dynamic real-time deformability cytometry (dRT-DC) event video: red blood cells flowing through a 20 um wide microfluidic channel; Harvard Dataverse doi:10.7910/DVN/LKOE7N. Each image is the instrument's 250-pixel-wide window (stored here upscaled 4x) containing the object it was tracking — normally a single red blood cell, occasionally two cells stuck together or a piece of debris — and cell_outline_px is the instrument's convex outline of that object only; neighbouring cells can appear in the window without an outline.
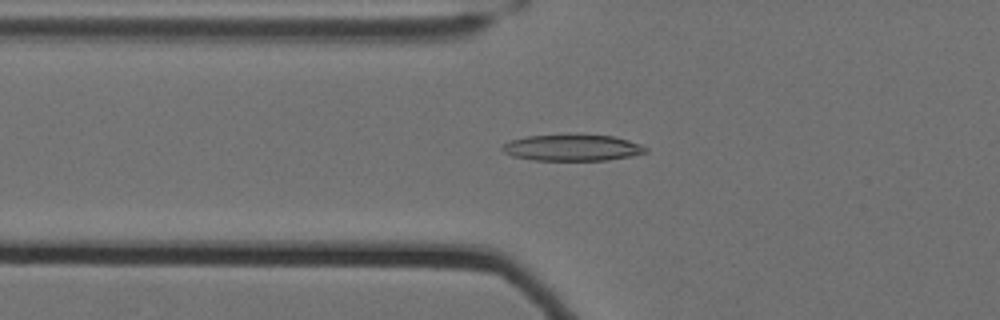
{"species": "Egyptian fruit bat (a non-hibernating species)", "species_latin": "Rousettus aegyptiacus", "temperature_condition": "cold", "stored_images_in_passage": 61, "camera_frame_rate_fps": 3000, "um_per_image_px": 0.085, "animal": {"sex": "female"}, "frame": {"image": 1, "passage_image": 25, "time_ms": 8.0, "image_size_px": [1000, 320], "cell_outline_px": [[648, 152], [632, 156], [608, 160], [532, 160], [512, 156], [504, 152], [500, 148], [504, 144], [512, 140], [524, 136], [612, 136], [628, 140], [640, 144], [648, 148]], "centroid_in_image_um": [48.66, 12.58], "position_along_channel_um": 77.1, "area_um2": 21.56}}
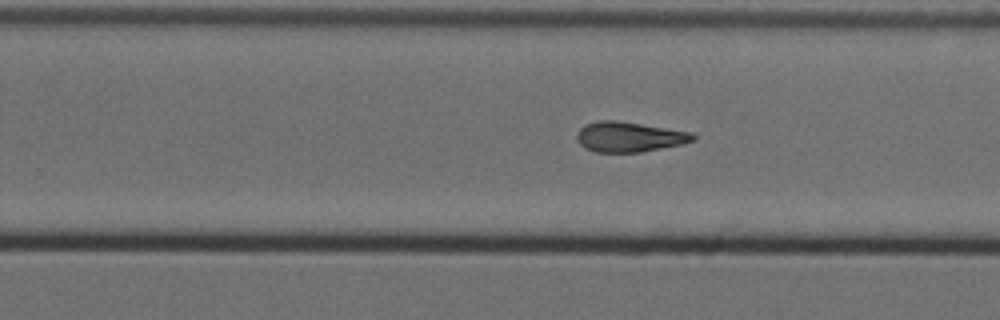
{"frame": {"image": 2, "passage_image": 42, "time_ms": 13.667, "image_size_px": [1000, 320], "cell_outline_px": [[696, 140], [684, 144], [640, 152], [596, 152], [584, 148], [576, 140], [576, 132], [584, 124], [596, 120], [616, 120], [692, 132], [696, 136]], "centroid_in_image_um": [53.46, 11.63], "position_along_channel_um": 276.3, "area_um2": 20.63}}
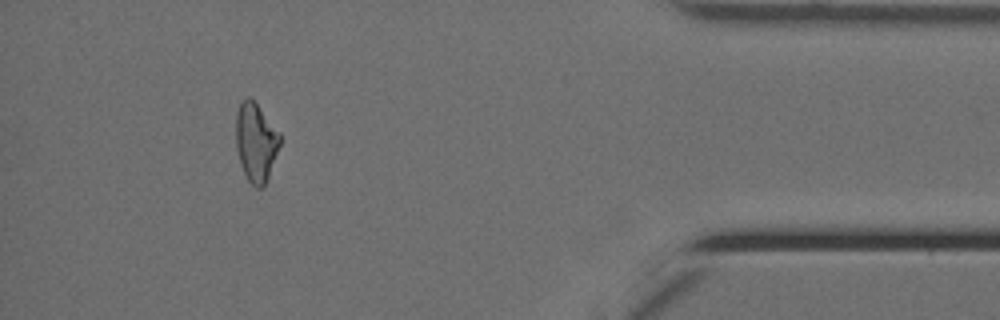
{"frame": {"image": 3, "passage_image": 57, "time_ms": 18.667, "image_size_px": [1000, 320], "cell_outline_px": [[280, 144], [268, 176], [264, 184], [260, 188], [256, 188], [248, 180], [240, 164], [236, 148], [236, 112], [240, 104], [248, 96], [256, 104], [280, 132]], "centroid_in_image_um": [21.73, 12.09], "position_along_channel_um": 413.5, "area_um2": 19.83}, "authors_computed_cell_mechanics": {"area_um2": 20.808, "velocity_mm_per_s": 3.5161, "shape_relaxation_time_tau1_ms": 9.1866, "shape_relaxation_time_tau2_ms": 4.543, "deformation_change_tau1": 0.2184, "deformation_change_tau2": 0.1428}}